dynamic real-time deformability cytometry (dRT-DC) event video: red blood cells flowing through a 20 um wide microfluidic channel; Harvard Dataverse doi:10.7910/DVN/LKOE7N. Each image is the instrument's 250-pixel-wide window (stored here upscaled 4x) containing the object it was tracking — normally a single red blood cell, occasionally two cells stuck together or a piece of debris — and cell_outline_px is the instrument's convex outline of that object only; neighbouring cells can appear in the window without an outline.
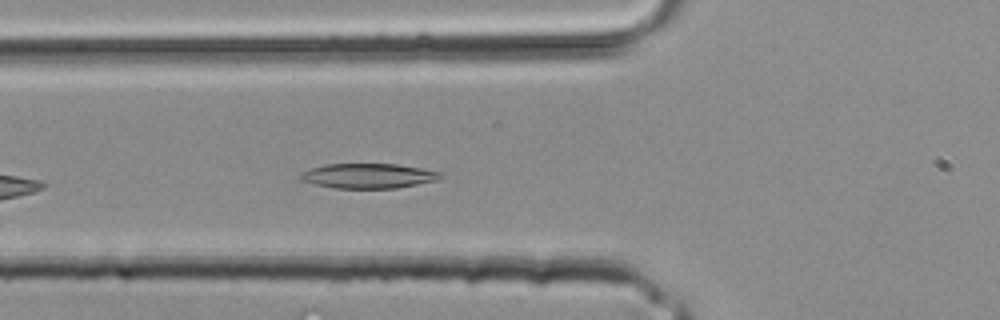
{"species": "common noctule bat (a hibernating species)", "species_latin": "Nyctalus noctula", "temperature_condition": "room temperature", "stored_images_in_passage": 30, "camera_frame_rate_fps": 3000, "um_per_image_px": 0.085, "animal": {"sex": "male", "body_mass_g": 20.4}, "frame": {"image": 1, "passage_image": 9, "time_ms": 2.667, "image_size_px": [1000, 320], "cell_outline_px": [[444, 176], [436, 180], [396, 188], [332, 188], [300, 180], [300, 172], [324, 164], [396, 164], [444, 172]], "centroid_in_image_um": [31.31, 14.94], "position_along_channel_um": 94.5, "area_um2": 20.23}}
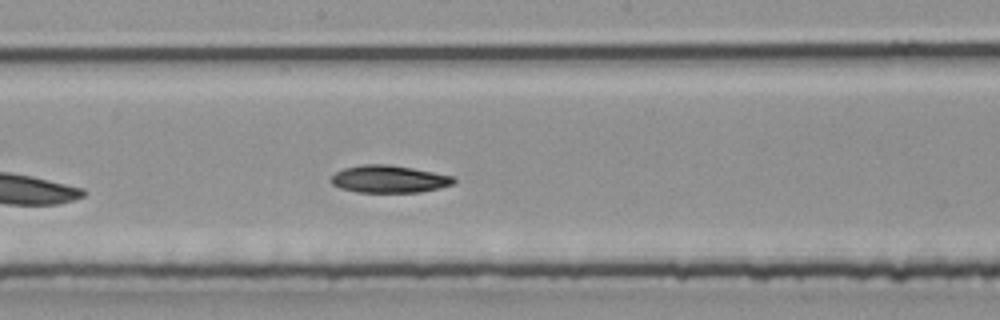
{"frame": {"image": 2, "passage_image": 15, "time_ms": 4.667, "image_size_px": [1000, 320], "cell_outline_px": [[456, 180], [452, 184], [440, 188], [416, 192], [356, 192], [340, 188], [332, 184], [332, 176], [336, 172], [344, 168], [360, 164], [388, 164], [412, 168], [456, 176]], "centroid_in_image_um": [33.08, 15.21], "position_along_channel_um": 215.1, "area_um2": 19.59}}
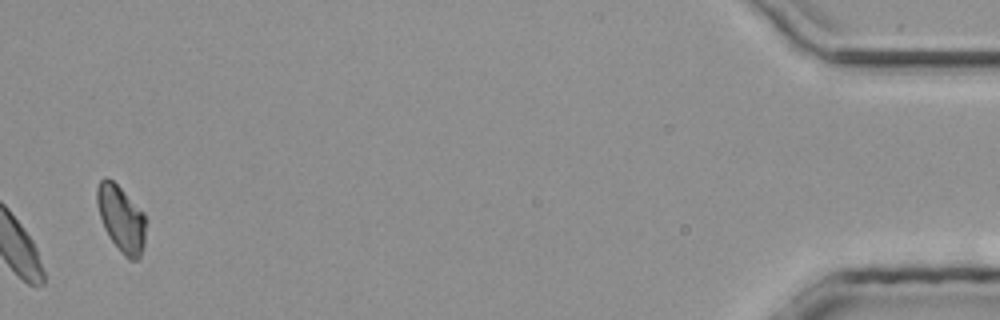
{"frame": {"image": 3, "passage_image": 30, "time_ms": 9.667, "image_size_px": [1000, 320], "cell_outline_px": [[148, 220], [144, 244], [140, 256], [136, 260], [128, 260], [124, 256], [112, 240], [104, 228], [96, 204], [96, 188], [100, 180], [104, 176], [112, 180], [144, 212]], "centroid_in_image_um": [10.33, 18.59], "position_along_channel_um": 424.9, "area_um2": 19.07}}